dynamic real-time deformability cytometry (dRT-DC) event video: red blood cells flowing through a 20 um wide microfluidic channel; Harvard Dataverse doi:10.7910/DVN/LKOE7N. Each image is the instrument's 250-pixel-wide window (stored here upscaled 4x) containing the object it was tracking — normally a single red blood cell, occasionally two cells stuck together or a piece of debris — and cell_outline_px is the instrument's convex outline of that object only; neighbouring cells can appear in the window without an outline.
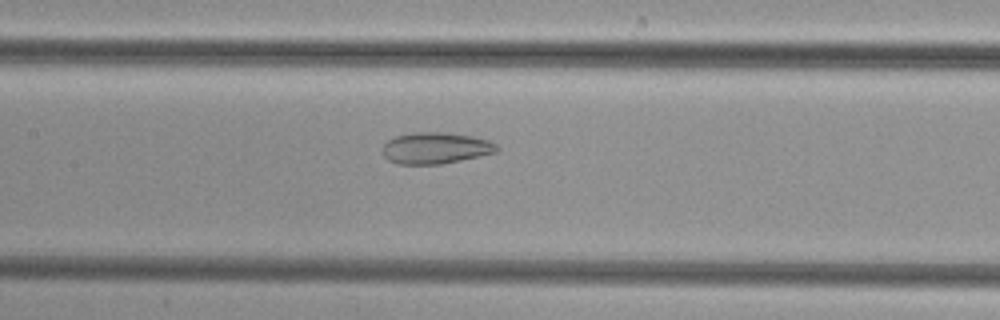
{"species": "common noctule bat (a hibernating species)", "species_latin": "Nyctalus noctula", "temperature_condition": "cold", "stored_images_in_passage": 39, "camera_frame_rate_fps": 3000, "um_per_image_px": 0.085, "animal": {"sex": "female", "body_mass_g": 29.2, "forearm_length_mm": 56.3}, "frame": {"image": 1, "passage_image": 13, "time_ms": 4.0, "image_size_px": [1000, 320], "cell_outline_px": [[500, 148], [496, 152], [460, 160], [440, 164], [396, 164], [388, 160], [384, 156], [380, 148], [388, 140], [396, 136], [412, 132], [444, 132], [472, 136], [488, 140], [496, 144]], "centroid_in_image_um": [36.98, 12.58], "position_along_channel_um": 170.4, "area_um2": 20.98}}
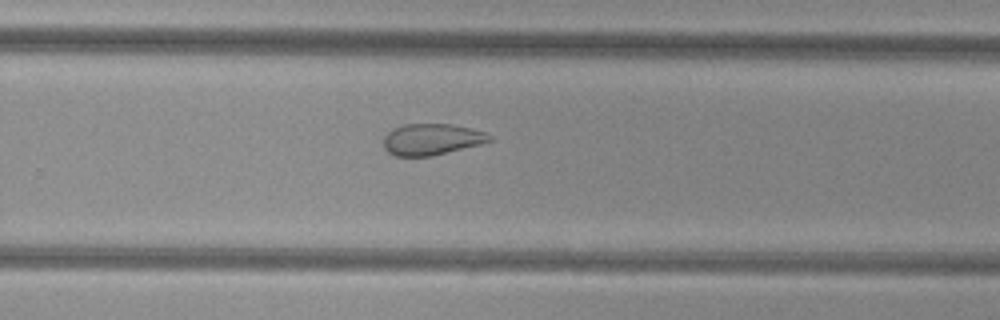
{"frame": {"image": 2, "passage_image": 22, "time_ms": 7.0, "image_size_px": [1000, 320], "cell_outline_px": [[492, 140], [480, 144], [432, 156], [396, 156], [388, 152], [384, 148], [384, 136], [392, 128], [404, 124], [452, 124], [488, 132], [492, 136]], "centroid_in_image_um": [36.7, 11.84], "position_along_channel_um": 293.1, "area_um2": 19.42}}
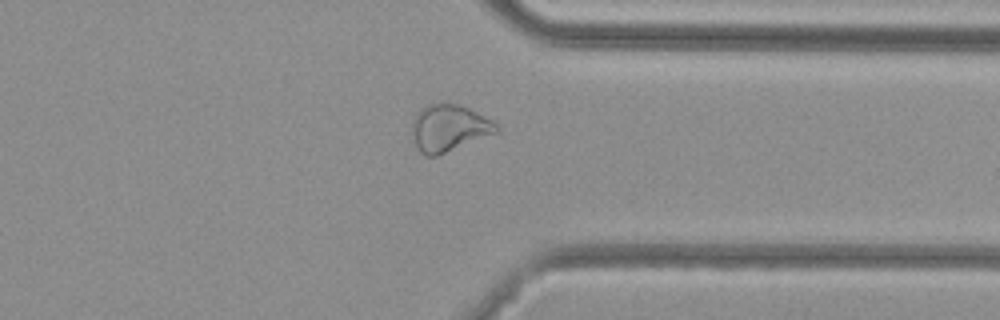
{"frame": {"image": 3, "passage_image": 28, "time_ms": 9.0, "image_size_px": [1000, 320], "cell_outline_px": [[500, 132], [436, 156], [424, 156], [420, 152], [412, 136], [412, 120], [420, 108], [428, 104], [444, 100], [468, 108], [492, 120], [500, 128]], "centroid_in_image_um": [38.15, 10.86], "position_along_channel_um": 373.2, "area_um2": 23.41}}